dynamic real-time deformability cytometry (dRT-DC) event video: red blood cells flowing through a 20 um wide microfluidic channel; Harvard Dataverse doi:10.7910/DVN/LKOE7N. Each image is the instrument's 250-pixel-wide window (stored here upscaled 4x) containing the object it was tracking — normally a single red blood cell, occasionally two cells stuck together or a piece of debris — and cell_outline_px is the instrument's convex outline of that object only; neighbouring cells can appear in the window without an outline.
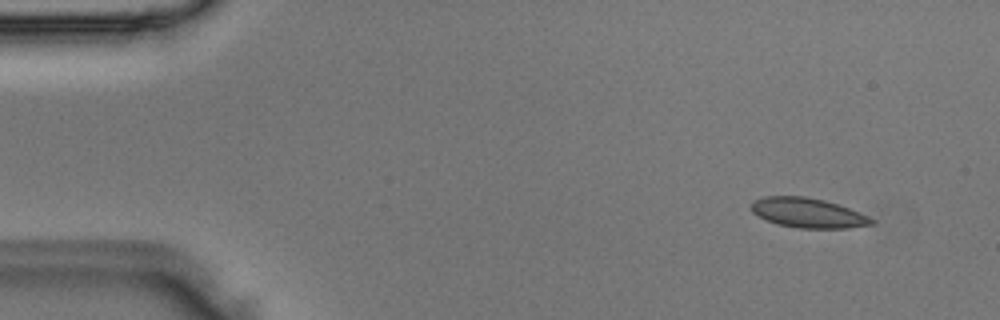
{"species": "Egyptian fruit bat (a non-hibernating species)", "species_latin": "Rousettus aegyptiacus", "temperature_condition": "room temperature", "stored_images_in_passage": 5, "camera_frame_rate_fps": 3000, "um_per_image_px": 0.085, "animal": {"sex": "male"}, "frame": {"image": 1, "passage_image": 1, "time_ms": 0.0, "image_size_px": [1000, 320], "cell_outline_px": [[876, 224], [848, 228], [800, 228], [776, 224], [752, 212], [752, 200], [764, 196], [804, 196], [824, 200], [860, 212], [876, 220]], "centroid_in_image_um": [68.7, 18.09], "position_along_channel_um": 16.3, "area_um2": 20.81}}